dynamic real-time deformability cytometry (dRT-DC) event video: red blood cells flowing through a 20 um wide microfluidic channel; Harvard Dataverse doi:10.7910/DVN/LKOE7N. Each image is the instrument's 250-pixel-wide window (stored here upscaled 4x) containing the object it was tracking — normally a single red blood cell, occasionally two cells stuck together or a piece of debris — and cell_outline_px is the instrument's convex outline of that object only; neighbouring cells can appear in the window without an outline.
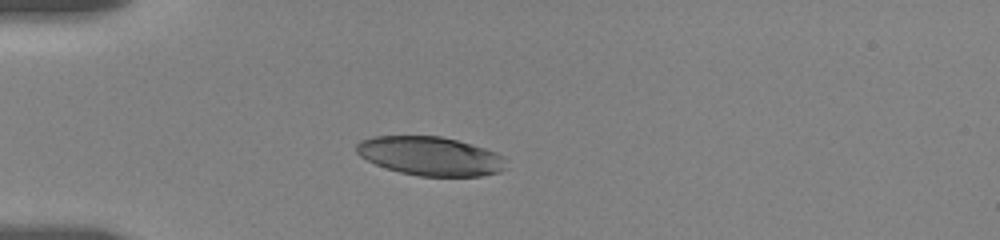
{"species": "human", "species_latin": "Homo sapiens", "temperature_condition": "room temperature", "stored_images_in_passage": 50, "camera_frame_rate_fps": 3000, "um_per_image_px": 0.085, "donor": {"sex": "female"}, "frame": {"image": 1, "passage_image": 1, "time_ms": 0.0, "image_size_px": [1000, 240], "cell_outline_px": [[504, 168], [500, 172], [480, 176], [420, 176], [400, 172], [376, 164], [360, 156], [356, 152], [356, 144], [360, 140], [372, 136], [440, 136], [456, 140], [484, 148], [496, 152], [504, 156]], "centroid_in_image_um": [36.56, 13.26], "position_along_channel_um": 48.4, "area_um2": 33.7}}
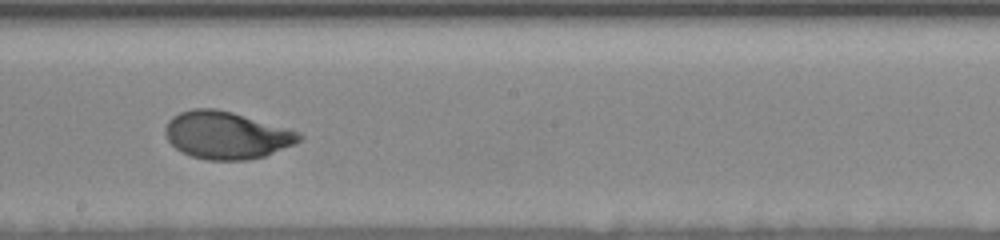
{"frame": {"image": 2, "passage_image": 23, "time_ms": 5.667, "image_size_px": [1000, 240], "cell_outline_px": [[304, 136], [300, 140], [292, 144], [264, 156], [248, 160], [204, 160], [192, 156], [176, 148], [168, 140], [164, 132], [164, 128], [168, 120], [172, 116], [180, 112], [192, 108], [216, 108], [232, 112], [288, 128], [300, 132]], "centroid_in_image_um": [19.22, 11.48], "position_along_channel_um": 229.0, "area_um2": 36.93}}
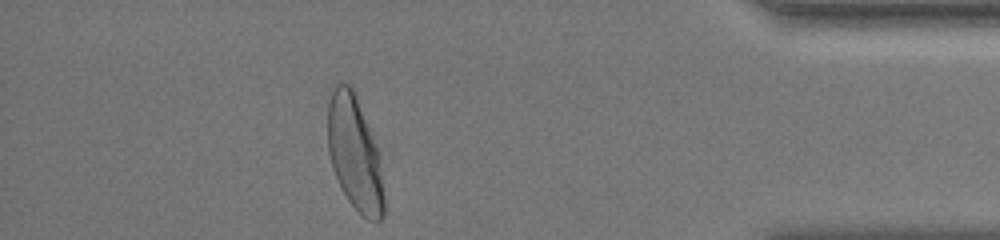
{"frame": {"image": 3, "passage_image": 43, "time_ms": 11.667, "image_size_px": [1000, 240], "cell_outline_px": [[384, 216], [380, 220], [368, 220], [348, 200], [332, 168], [328, 152], [328, 104], [332, 84], [348, 84], [352, 88], [372, 132], [380, 152], [384, 196]], "centroid_in_image_um": [30.16, 13.02], "position_along_channel_um": 405.0, "area_um2": 37.57}, "authors_computed_cell_mechanics": {"area_um2": 36.6452, "velocity_mm_per_s": 3.5409, "shape_relaxation_time_tau1_ms": 3.3796, "shape_relaxation_time_tau2_ms": null, "deformation_change_tau1": 0.1697, "deformation_change_tau2": null}}